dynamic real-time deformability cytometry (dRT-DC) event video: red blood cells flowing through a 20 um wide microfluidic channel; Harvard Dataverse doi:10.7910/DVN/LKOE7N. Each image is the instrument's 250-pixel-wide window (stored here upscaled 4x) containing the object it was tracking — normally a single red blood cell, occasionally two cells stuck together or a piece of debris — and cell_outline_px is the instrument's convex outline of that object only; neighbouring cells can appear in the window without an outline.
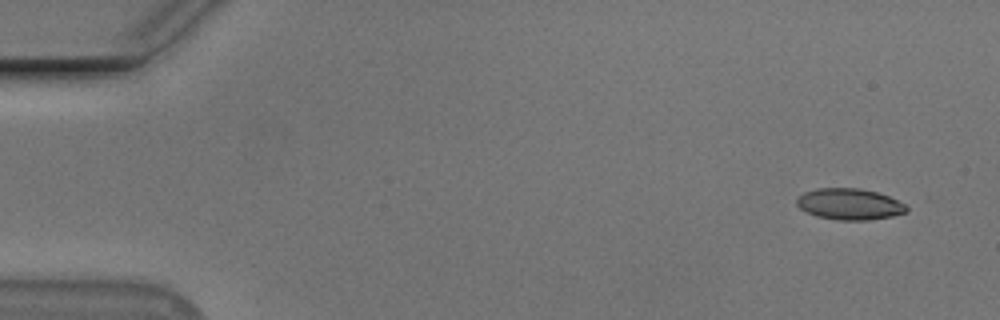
{"species": "Egyptian fruit bat (a non-hibernating species)", "species_latin": "Rousettus aegyptiacus", "temperature_condition": "cold", "stored_images_in_passage": 17, "camera_frame_rate_fps": 3000, "um_per_image_px": 0.085, "animal": {"sex": "male"}, "frame": {"image": 1, "passage_image": 1, "time_ms": 0.0, "image_size_px": [1000, 320], "cell_outline_px": [[908, 208], [904, 212], [892, 216], [868, 220], [840, 220], [816, 216], [800, 208], [796, 204], [796, 200], [804, 192], [816, 188], [860, 188], [876, 192], [888, 196], [904, 204]], "centroid_in_image_um": [72.18, 17.34], "position_along_channel_um": 12.8, "area_um2": 19.77}}
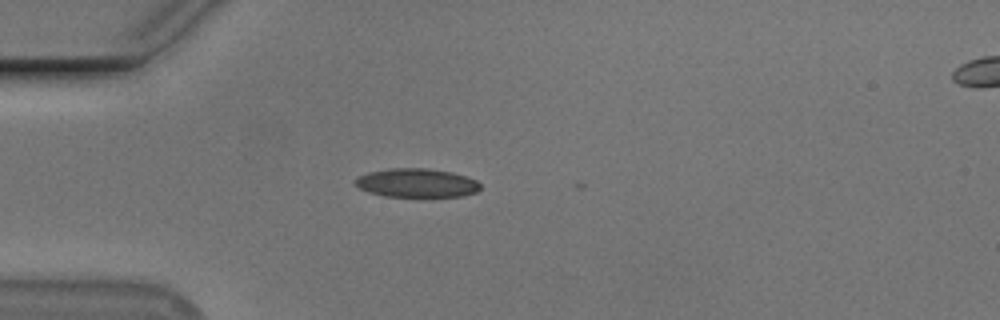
{"frame": {"image": 2, "passage_image": 13, "time_ms": 4.0, "image_size_px": [1000, 320], "cell_outline_px": [[480, 188], [476, 192], [464, 196], [384, 196], [368, 192], [360, 188], [356, 184], [356, 180], [360, 176], [368, 172], [388, 168], [428, 168], [452, 172], [476, 180], [480, 184]], "centroid_in_image_um": [35.43, 15.54], "position_along_channel_um": 49.6, "area_um2": 20.81}}